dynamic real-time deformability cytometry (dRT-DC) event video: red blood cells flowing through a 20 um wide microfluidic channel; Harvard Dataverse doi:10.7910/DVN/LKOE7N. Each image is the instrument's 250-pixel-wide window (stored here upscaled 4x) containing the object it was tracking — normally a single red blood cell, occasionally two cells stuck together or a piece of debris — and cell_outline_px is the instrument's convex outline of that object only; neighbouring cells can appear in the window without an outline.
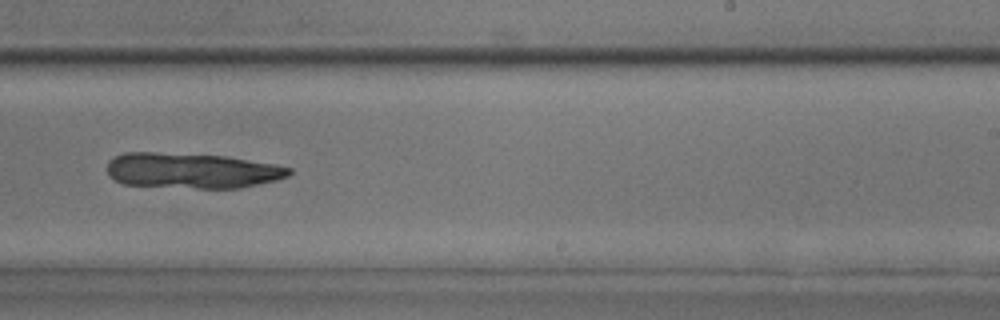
{"species": "common noctule bat (a hibernating species)", "species_latin": "Nyctalus noctula", "temperature_condition": "room temperature", "stored_images_in_passage": 53, "camera_frame_rate_fps": 3000, "um_per_image_px": 0.085, "animal": {"sex": "male", "body_mass_g": 17.9, "forearm_length_mm": 54.2}, "frame": {"image": 1, "passage_image": 34, "time_ms": 11.0, "image_size_px": [1000, 320], "cell_outline_px": [[292, 172], [288, 176], [276, 180], [240, 188], [200, 188], [124, 184], [108, 176], [108, 160], [124, 152], [156, 152], [228, 156], [276, 164], [292, 168]], "centroid_in_image_um": [16.33, 14.49], "position_along_channel_um": 272.7, "area_um2": 37.63}}
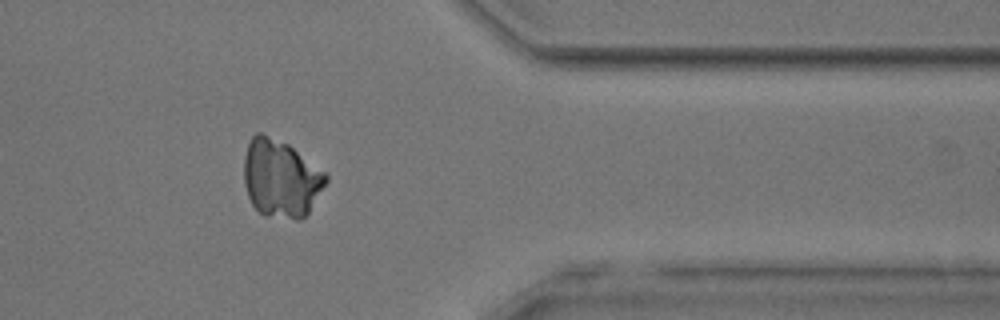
{"frame": {"image": 2, "passage_image": 44, "time_ms": 14.333, "image_size_px": [1000, 320], "cell_outline_px": [[328, 180], [308, 212], [300, 220], [296, 220], [264, 216], [252, 204], [248, 196], [244, 184], [244, 156], [248, 144], [252, 136], [256, 132], [260, 132], [288, 144], [328, 172]], "centroid_in_image_um": [23.88, 15.16], "position_along_channel_um": 387.5, "area_um2": 37.4}}
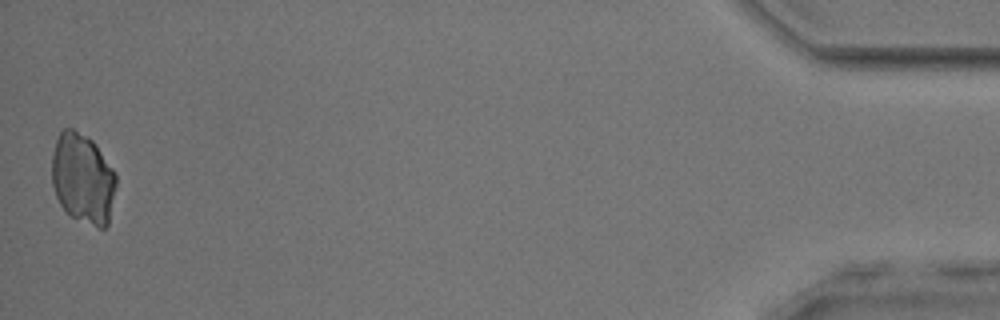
{"frame": {"image": 3, "passage_image": 53, "time_ms": 17.333, "image_size_px": [1000, 320], "cell_outline_px": [[116, 184], [108, 224], [104, 228], [100, 228], [72, 216], [60, 204], [56, 196], [52, 184], [52, 152], [56, 140], [60, 132], [64, 128], [72, 128], [92, 140], [96, 144], [116, 172]], "centroid_in_image_um": [7.04, 15.14], "position_along_channel_um": 428.2, "area_um2": 33.7}}